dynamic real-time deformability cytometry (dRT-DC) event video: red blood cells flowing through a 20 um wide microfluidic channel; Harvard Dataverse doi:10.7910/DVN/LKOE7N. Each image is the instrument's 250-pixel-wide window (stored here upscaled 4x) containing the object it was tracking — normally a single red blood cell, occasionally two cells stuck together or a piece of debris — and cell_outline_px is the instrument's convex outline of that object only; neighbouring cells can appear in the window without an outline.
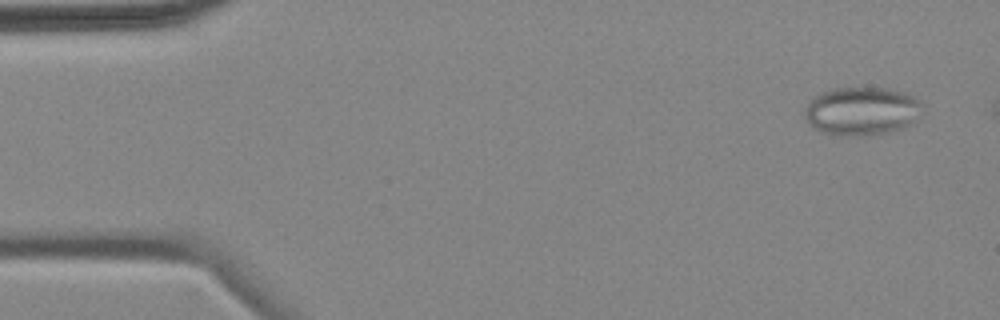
{"species": "common noctule bat (a hibernating species)", "species_latin": "Nyctalus noctula", "temperature_condition": "cold", "stored_images_in_passage": 5, "camera_frame_rate_fps": 3000, "um_per_image_px": 0.085, "animal": {"sex": "female", "body_mass_g": 18.4}, "frame": {"image": 1, "passage_image": 1, "time_ms": 0.0, "image_size_px": [1000, 320], "cell_outline_px": [[924, 104], [916, 120], [904, 128], [888, 132], [864, 136], [860, 136], [824, 132], [812, 128], [804, 116], [804, 112], [812, 96], [820, 92], [832, 88], [884, 88], [904, 92], [912, 96]], "centroid_in_image_um": [73.24, 9.43], "position_along_channel_um": 11.8, "area_um2": 33.18}}